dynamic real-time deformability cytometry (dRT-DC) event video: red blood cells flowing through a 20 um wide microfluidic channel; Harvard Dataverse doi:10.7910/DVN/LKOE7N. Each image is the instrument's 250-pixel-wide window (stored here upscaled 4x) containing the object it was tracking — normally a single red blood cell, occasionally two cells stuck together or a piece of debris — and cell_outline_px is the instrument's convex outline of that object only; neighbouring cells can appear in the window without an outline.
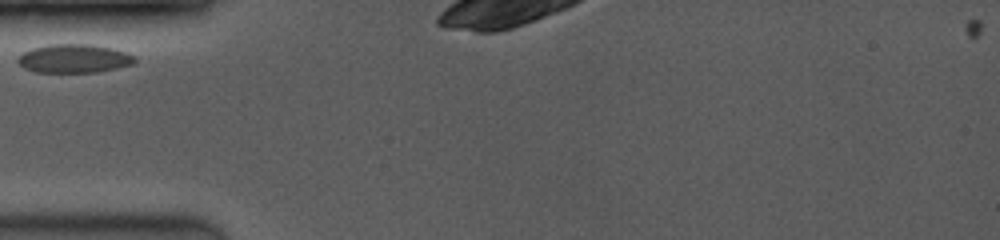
{"species": "common noctule bat (a hibernating species)", "species_latin": "Nyctalus noctula", "temperature_condition": "room temperature", "stored_images_in_passage": 3, "camera_frame_rate_fps": 3500, "um_per_image_px": 0.085, "animal": {"sex": "female", "body_mass_g": 19.0, "forearm_length_mm": 53.3}, "frame": {"image": 1, "passage_image": 1, "time_ms": 0.0, "image_size_px": [1000, 240], "cell_outline_px": [[136, 60], [132, 64], [116, 68], [96, 72], [36, 72], [24, 68], [16, 60], [24, 52], [32, 48], [48, 44], [92, 44], [112, 48], [136, 56]], "centroid_in_image_um": [6.29, 4.97], "position_along_channel_um": 78.7, "area_um2": 19.42}}
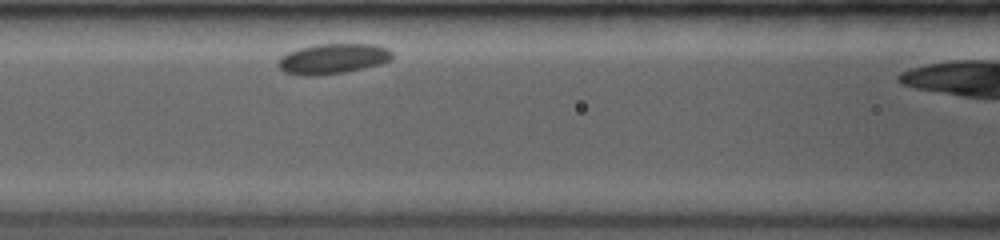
{"frame": {"image": 2, "passage_image": 3, "time_ms": 1.714, "image_size_px": [1000, 240], "cell_outline_px": [[392, 60], [380, 64], [364, 68], [344, 72], [316, 76], [300, 76], [284, 72], [276, 64], [280, 56], [288, 52], [300, 48], [316, 44], [376, 44], [388, 48], [392, 52]], "centroid_in_image_um": [28.28, 5.0], "position_along_channel_um": 138.3, "area_um2": 20.35}}